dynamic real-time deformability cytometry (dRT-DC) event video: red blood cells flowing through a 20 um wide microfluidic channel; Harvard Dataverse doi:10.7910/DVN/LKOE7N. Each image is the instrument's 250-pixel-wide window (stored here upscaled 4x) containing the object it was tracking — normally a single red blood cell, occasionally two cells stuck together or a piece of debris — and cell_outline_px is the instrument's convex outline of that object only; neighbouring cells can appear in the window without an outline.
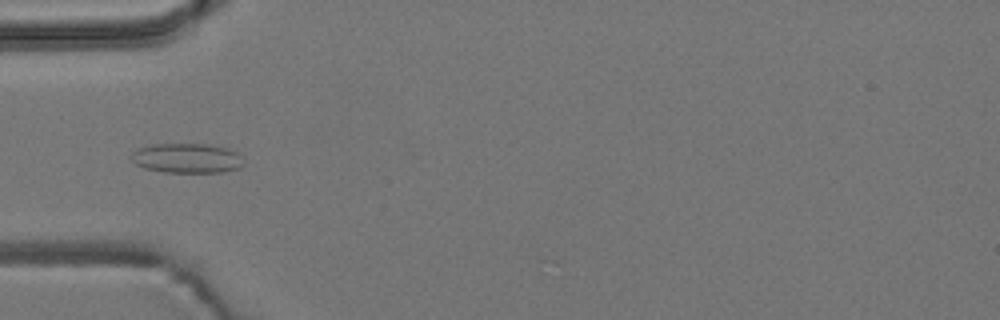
{"species": "common noctule bat (a hibernating species)", "species_latin": "Nyctalus noctula", "temperature_condition": "room temperature", "stored_images_in_passage": 8, "camera_frame_rate_fps": 3000, "um_per_image_px": 0.085, "animal": {"sex": "male", "body_mass_g": 19.2, "forearm_length_mm": 51.8}, "frame": {"image": 1, "passage_image": 5, "time_ms": 4.667, "image_size_px": [1000, 320], "cell_outline_px": [[240, 168], [224, 172], [164, 172], [144, 168], [136, 164], [132, 160], [132, 152], [136, 148], [152, 144], [208, 144], [228, 148], [236, 152], [240, 156]], "centroid_in_image_um": [15.85, 13.44], "position_along_channel_um": 69.2, "area_um2": 19.36}}
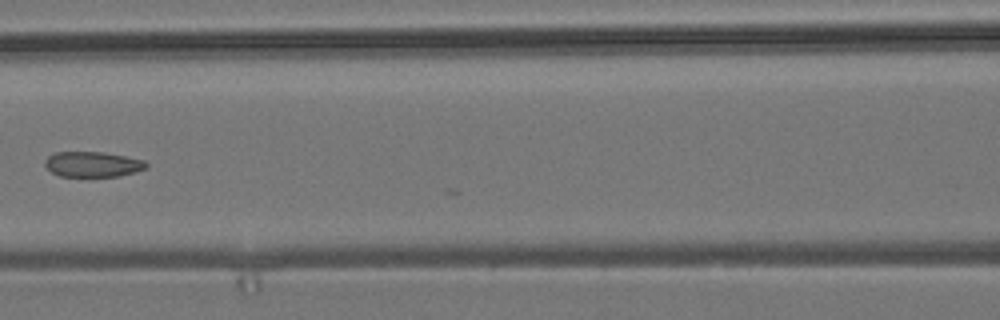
{"frame": {"image": 2, "passage_image": 7, "time_ms": 7.0, "image_size_px": [1000, 320], "cell_outline_px": [[148, 168], [120, 176], [60, 176], [52, 172], [44, 164], [44, 160], [48, 156], [56, 152], [104, 152], [144, 160], [148, 164]], "centroid_in_image_um": [7.89, 13.96], "position_along_channel_um": 158.7, "area_um2": 14.91}}